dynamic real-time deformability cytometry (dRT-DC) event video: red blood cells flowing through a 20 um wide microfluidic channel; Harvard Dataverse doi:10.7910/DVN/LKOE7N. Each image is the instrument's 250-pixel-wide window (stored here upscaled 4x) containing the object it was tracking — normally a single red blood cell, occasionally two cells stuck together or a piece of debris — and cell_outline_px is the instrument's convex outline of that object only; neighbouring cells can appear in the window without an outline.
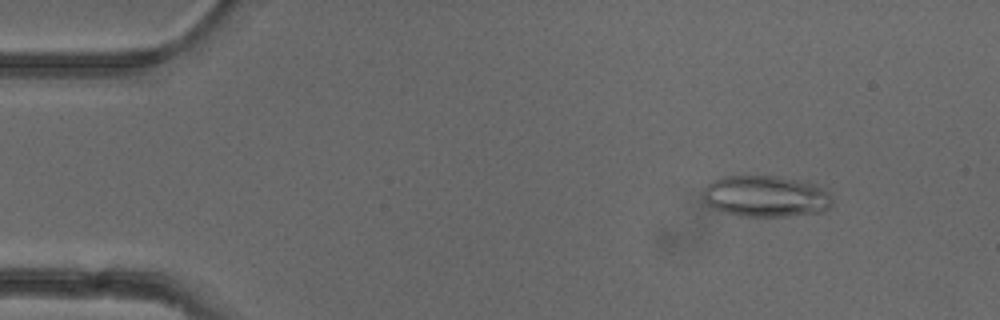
{"species": "common noctule bat (a hibernating species)", "species_latin": "Nyctalus noctula", "temperature_condition": "cold", "stored_images_in_passage": 51, "camera_frame_rate_fps": 3000, "um_per_image_px": 0.085, "animal": {"sex": "female"}, "frame": {"image": 1, "passage_image": 5, "time_ms": 1.333, "image_size_px": [1000, 320], "cell_outline_px": [[832, 204], [828, 212], [784, 216], [740, 216], [724, 212], [712, 208], [704, 200], [704, 188], [712, 180], [724, 176], [776, 176], [816, 184], [828, 192], [832, 196]], "centroid_in_image_um": [65.12, 16.69], "position_along_channel_um": 19.9, "area_um2": 31.33}}
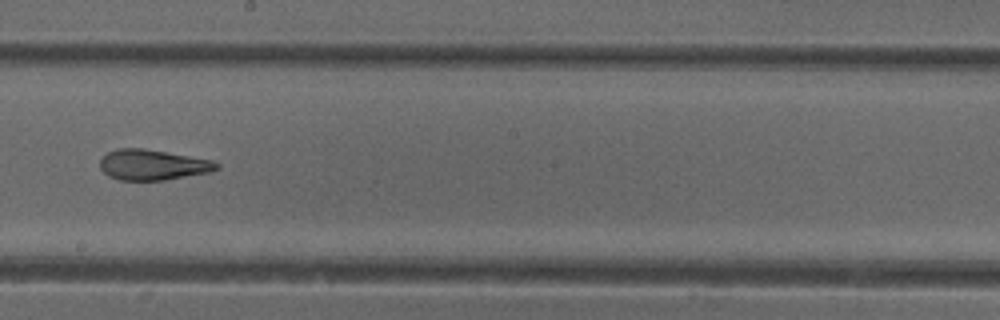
{"frame": {"image": 2, "passage_image": 28, "time_ms": 9.0, "image_size_px": [1000, 320], "cell_outline_px": [[220, 168], [212, 172], [164, 180], [120, 180], [108, 176], [100, 168], [100, 160], [108, 152], [116, 148], [144, 148], [212, 160], [220, 164]], "centroid_in_image_um": [13.0, 14.01], "position_along_channel_um": 235.2, "area_um2": 20.81}}
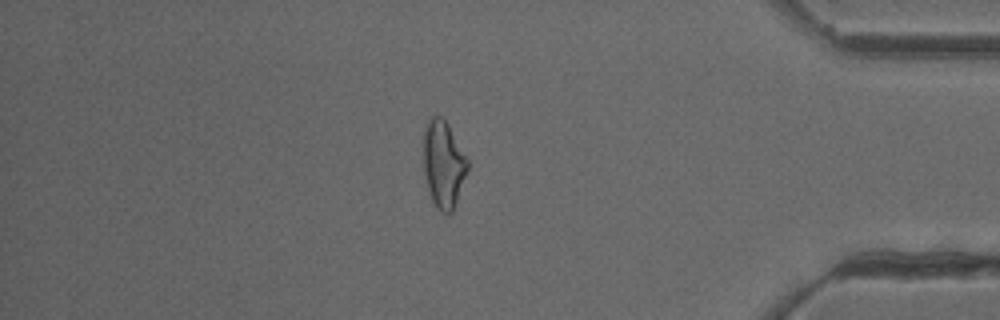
{"frame": {"image": 3, "passage_image": 43, "time_ms": 14.0, "image_size_px": [1000, 320], "cell_outline_px": [[468, 168], [452, 212], [440, 212], [432, 200], [424, 176], [420, 144], [424, 124], [432, 116], [440, 116], [448, 124], [468, 160]], "centroid_in_image_um": [37.61, 13.88], "position_along_channel_um": 397.6, "area_um2": 22.77}, "authors_computed_cell_mechanics": {"area_um2": 22.7732, "velocity_mm_per_s": 3.9643, "shape_relaxation_time_tau1_ms": null, "shape_relaxation_time_tau2_ms": 2.5111, "deformation_change_tau1": null, "deformation_change_tau2": 0.1138}}